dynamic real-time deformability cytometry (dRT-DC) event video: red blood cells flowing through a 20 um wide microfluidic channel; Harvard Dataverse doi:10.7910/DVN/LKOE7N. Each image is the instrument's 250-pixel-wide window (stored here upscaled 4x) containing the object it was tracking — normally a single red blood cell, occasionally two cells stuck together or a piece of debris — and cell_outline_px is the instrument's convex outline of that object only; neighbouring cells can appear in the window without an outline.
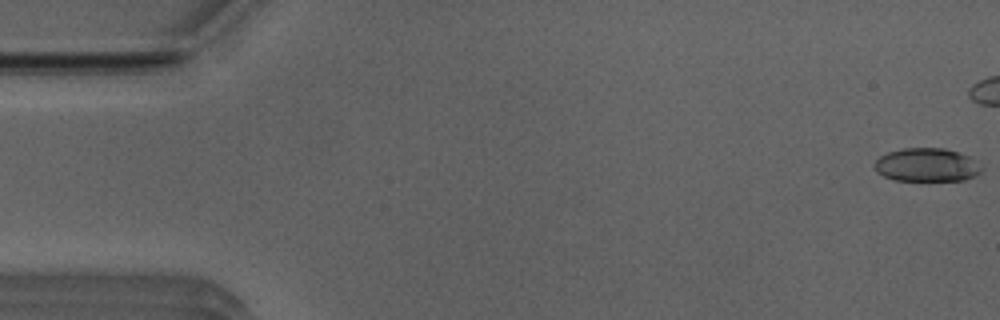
{"species": "Egyptian fruit bat (a non-hibernating species)", "species_latin": "Rousettus aegyptiacus", "temperature_condition": "room temperature", "stored_images_in_passage": 41, "camera_frame_rate_fps": 3000, "um_per_image_px": 0.085, "animal": {"sex": "male"}, "frame": {"image": 1, "passage_image": 1, "time_ms": 0.0, "image_size_px": [1000, 320], "cell_outline_px": [[984, 168], [976, 176], [964, 180], [892, 180], [876, 172], [872, 164], [880, 156], [888, 152], [904, 148], [944, 148], [968, 156]], "centroid_in_image_um": [78.74, 14.02], "position_along_channel_um": 6.3, "area_um2": 20.87}}
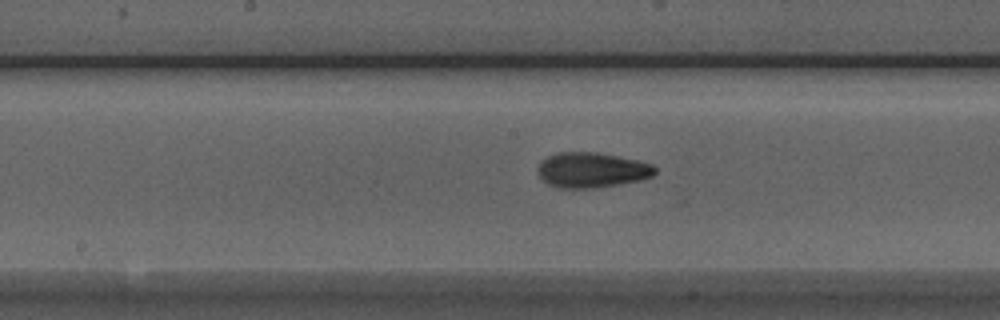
{"frame": {"image": 2, "passage_image": 26, "time_ms": 8.333, "image_size_px": [1000, 320], "cell_outline_px": [[656, 172], [652, 176], [640, 180], [620, 184], [596, 188], [556, 188], [548, 184], [536, 172], [536, 168], [540, 160], [556, 152], [596, 152], [636, 160], [652, 164], [656, 168]], "centroid_in_image_um": [50.25, 14.45], "position_along_channel_um": 198.0, "area_um2": 24.22}}
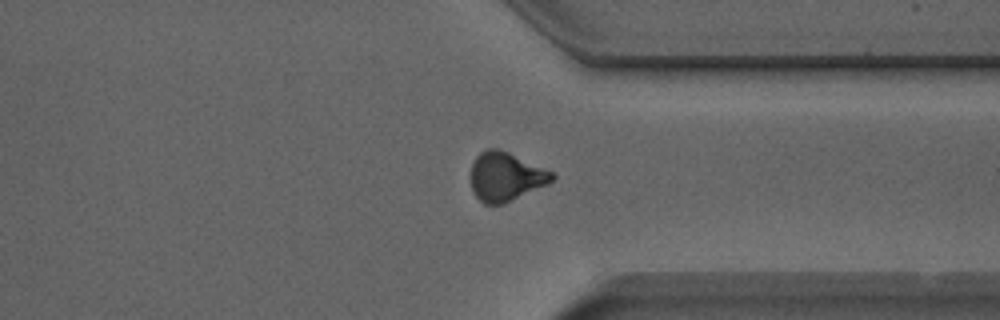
{"frame": {"image": 3, "passage_image": 39, "time_ms": 12.667, "image_size_px": [1000, 320], "cell_outline_px": [[556, 176], [548, 184], [504, 204], [484, 204], [472, 192], [472, 164], [476, 156], [484, 148], [500, 148], [552, 172]], "centroid_in_image_um": [42.97, 15.01], "position_along_channel_um": 368.4, "area_um2": 23.06}}